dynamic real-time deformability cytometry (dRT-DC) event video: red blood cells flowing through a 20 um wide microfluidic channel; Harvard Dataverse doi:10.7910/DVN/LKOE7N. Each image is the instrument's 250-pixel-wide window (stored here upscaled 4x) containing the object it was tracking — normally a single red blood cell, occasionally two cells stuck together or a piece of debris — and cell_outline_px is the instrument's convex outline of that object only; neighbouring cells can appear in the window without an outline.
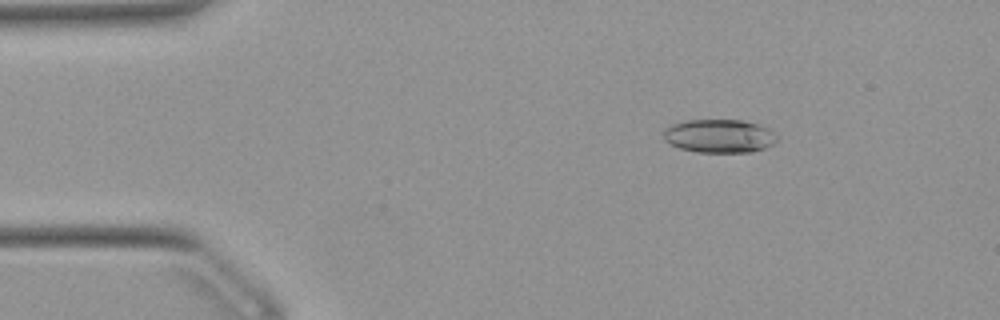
{"species": "Egyptian fruit bat (a non-hibernating species)", "species_latin": "Rousettus aegyptiacus", "temperature_condition": "warm", "stored_images_in_passage": 52, "camera_frame_rate_fps": 3000, "um_per_image_px": 0.085, "animal": {"sex": "female"}, "frame": {"image": 1, "passage_image": 8, "time_ms": 2.333, "image_size_px": [1000, 320], "cell_outline_px": [[776, 140], [772, 144], [764, 148], [752, 152], [696, 152], [680, 148], [664, 140], [664, 132], [672, 124], [684, 120], [740, 120], [756, 124], [768, 128], [776, 136]], "centroid_in_image_um": [61.12, 11.56], "position_along_channel_um": 23.9, "area_um2": 21.85}}
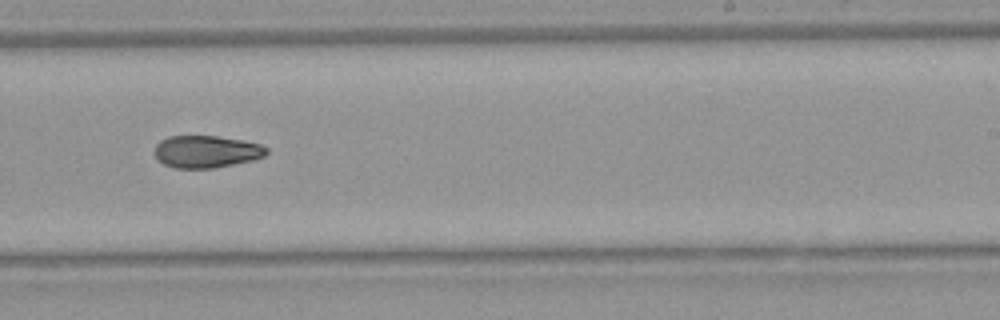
{"frame": {"image": 2, "passage_image": 32, "time_ms": 10.333, "image_size_px": [1000, 320], "cell_outline_px": [[268, 152], [264, 156], [252, 160], [216, 168], [172, 168], [164, 164], [156, 156], [156, 144], [160, 140], [168, 136], [216, 136], [244, 140], [260, 144], [268, 148]], "centroid_in_image_um": [17.56, 12.88], "position_along_channel_um": 271.4, "area_um2": 21.04}}
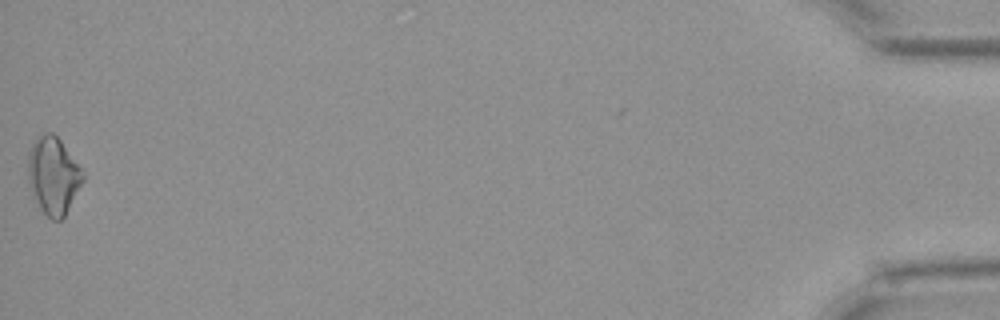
{"frame": {"image": 3, "passage_image": 52, "time_ms": 17.0, "image_size_px": [1000, 320], "cell_outline_px": [[84, 180], [64, 216], [60, 220], [52, 220], [40, 208], [36, 200], [28, 180], [28, 152], [32, 144], [44, 132], [52, 132], [60, 140], [80, 168], [84, 176]], "centroid_in_image_um": [4.52, 14.92], "position_along_channel_um": 430.7, "area_um2": 24.1}}